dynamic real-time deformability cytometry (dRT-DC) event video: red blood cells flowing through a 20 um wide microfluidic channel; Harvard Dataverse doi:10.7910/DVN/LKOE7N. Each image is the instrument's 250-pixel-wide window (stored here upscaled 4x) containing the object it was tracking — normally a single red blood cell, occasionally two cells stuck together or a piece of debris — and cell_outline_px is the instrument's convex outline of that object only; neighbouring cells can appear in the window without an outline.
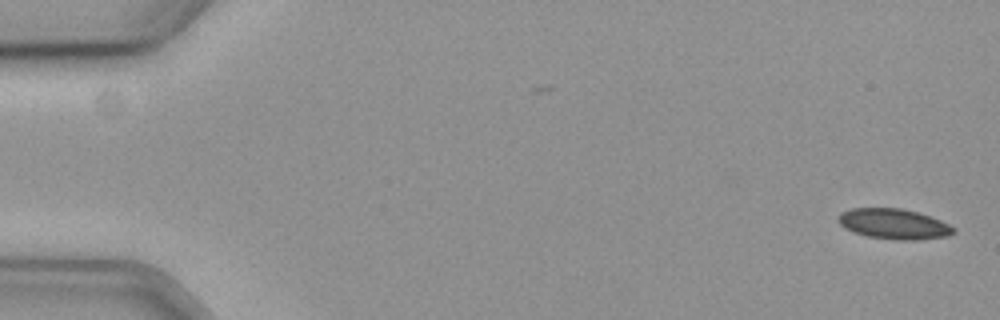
{"species": "common noctule bat (a hibernating species)", "species_latin": "Nyctalus noctula", "temperature_condition": "cold", "stored_images_in_passage": 57, "camera_frame_rate_fps": 3000, "um_per_image_px": 0.085, "animal": {"sex": "female", "body_mass_g": 19.3, "forearm_length_mm": 54.1}, "frame": {"image": 1, "passage_image": 1, "time_ms": 0.0, "image_size_px": [1000, 320], "cell_outline_px": [[956, 232], [948, 236], [916, 240], [896, 240], [868, 236], [844, 228], [836, 220], [836, 216], [840, 212], [852, 208], [900, 208], [916, 212], [940, 220], [956, 228]], "centroid_in_image_um": [75.95, 19.03], "position_along_channel_um": 9.0, "area_um2": 20.4}}
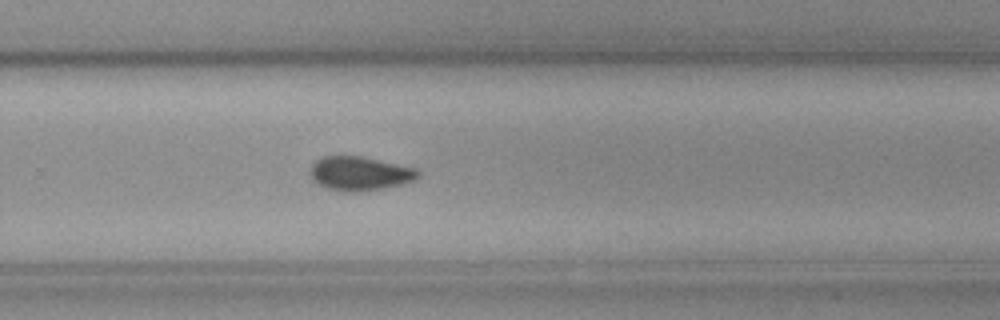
{"frame": {"image": 2, "passage_image": 38, "time_ms": 12.333, "image_size_px": [1000, 320], "cell_outline_px": [[420, 176], [412, 180], [400, 184], [384, 188], [360, 192], [340, 192], [328, 188], [312, 180], [308, 172], [312, 164], [316, 160], [324, 156], [360, 156], [416, 168], [420, 172]], "centroid_in_image_um": [30.54, 14.75], "position_along_channel_um": 299.3, "area_um2": 21.39}}
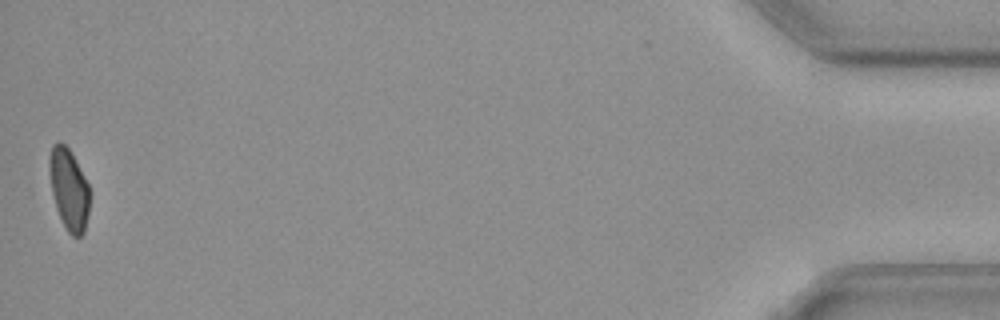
{"frame": {"image": 3, "passage_image": 57, "time_ms": 18.667, "image_size_px": [1000, 320], "cell_outline_px": [[88, 216], [84, 232], [80, 236], [72, 236], [68, 232], [56, 208], [52, 192], [48, 164], [48, 160], [52, 144], [56, 140], [60, 140], [68, 148], [84, 176], [88, 184]], "centroid_in_image_um": [5.83, 16.05], "position_along_channel_um": 429.4, "area_um2": 18.84}}